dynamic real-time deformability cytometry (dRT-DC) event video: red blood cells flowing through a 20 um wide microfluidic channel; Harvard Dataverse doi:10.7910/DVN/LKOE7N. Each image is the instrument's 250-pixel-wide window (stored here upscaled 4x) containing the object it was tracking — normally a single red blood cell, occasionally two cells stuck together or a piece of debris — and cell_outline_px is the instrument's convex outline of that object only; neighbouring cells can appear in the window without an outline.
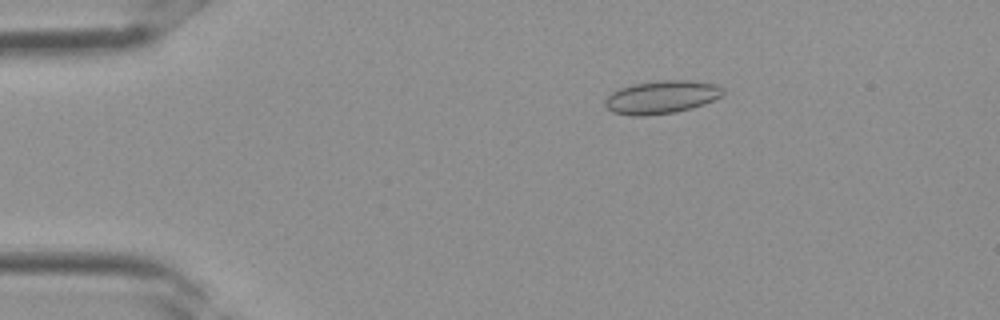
{"species": "Egyptian fruit bat (a non-hibernating species)", "species_latin": "Rousettus aegyptiacus", "temperature_condition": "room temperature", "stored_images_in_passage": 2, "camera_frame_rate_fps": 3000, "um_per_image_px": 0.085, "frame": {"image": 1, "passage_image": 1, "time_ms": 0.0, "image_size_px": [1000, 320], "cell_outline_px": [[724, 96], [704, 104], [692, 108], [676, 112], [644, 116], [632, 116], [612, 112], [604, 104], [604, 100], [612, 92], [620, 88], [632, 84], [660, 80], [688, 80], [716, 84], [724, 88]], "centroid_in_image_um": [56.25, 8.26], "position_along_channel_um": 28.7, "area_um2": 22.95}}